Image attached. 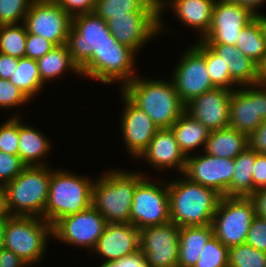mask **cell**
<instances>
[{
    "label": "cell",
    "instance_id": "1",
    "mask_svg": "<svg viewBox=\"0 0 266 267\" xmlns=\"http://www.w3.org/2000/svg\"><path fill=\"white\" fill-rule=\"evenodd\" d=\"M167 186L171 222L178 227L212 225L221 194L185 176Z\"/></svg>",
    "mask_w": 266,
    "mask_h": 267
},
{
    "label": "cell",
    "instance_id": "2",
    "mask_svg": "<svg viewBox=\"0 0 266 267\" xmlns=\"http://www.w3.org/2000/svg\"><path fill=\"white\" fill-rule=\"evenodd\" d=\"M121 91L159 128H170L185 112L174 83L136 76Z\"/></svg>",
    "mask_w": 266,
    "mask_h": 267
},
{
    "label": "cell",
    "instance_id": "3",
    "mask_svg": "<svg viewBox=\"0 0 266 267\" xmlns=\"http://www.w3.org/2000/svg\"><path fill=\"white\" fill-rule=\"evenodd\" d=\"M144 177L141 172L108 171L93 183L91 206L106 223H130L133 193Z\"/></svg>",
    "mask_w": 266,
    "mask_h": 267
},
{
    "label": "cell",
    "instance_id": "4",
    "mask_svg": "<svg viewBox=\"0 0 266 267\" xmlns=\"http://www.w3.org/2000/svg\"><path fill=\"white\" fill-rule=\"evenodd\" d=\"M94 181L65 170H51L48 200L43 219L54 225L65 216L91 206Z\"/></svg>",
    "mask_w": 266,
    "mask_h": 267
},
{
    "label": "cell",
    "instance_id": "5",
    "mask_svg": "<svg viewBox=\"0 0 266 267\" xmlns=\"http://www.w3.org/2000/svg\"><path fill=\"white\" fill-rule=\"evenodd\" d=\"M51 168L27 166L17 177L6 183L9 208L13 215L43 218L48 200Z\"/></svg>",
    "mask_w": 266,
    "mask_h": 267
},
{
    "label": "cell",
    "instance_id": "6",
    "mask_svg": "<svg viewBox=\"0 0 266 267\" xmlns=\"http://www.w3.org/2000/svg\"><path fill=\"white\" fill-rule=\"evenodd\" d=\"M52 237V225L43 218L13 215L5 226L4 248L31 267L43 258L47 241Z\"/></svg>",
    "mask_w": 266,
    "mask_h": 267
},
{
    "label": "cell",
    "instance_id": "7",
    "mask_svg": "<svg viewBox=\"0 0 266 267\" xmlns=\"http://www.w3.org/2000/svg\"><path fill=\"white\" fill-rule=\"evenodd\" d=\"M138 53L118 41L115 46H104L94 51L91 58L80 68L81 76L112 84L121 82L120 89L129 84L138 74L134 60Z\"/></svg>",
    "mask_w": 266,
    "mask_h": 267
},
{
    "label": "cell",
    "instance_id": "8",
    "mask_svg": "<svg viewBox=\"0 0 266 267\" xmlns=\"http://www.w3.org/2000/svg\"><path fill=\"white\" fill-rule=\"evenodd\" d=\"M255 216L250 197L222 196L212 221L214 236L227 248L244 244Z\"/></svg>",
    "mask_w": 266,
    "mask_h": 267
},
{
    "label": "cell",
    "instance_id": "9",
    "mask_svg": "<svg viewBox=\"0 0 266 267\" xmlns=\"http://www.w3.org/2000/svg\"><path fill=\"white\" fill-rule=\"evenodd\" d=\"M116 42L107 21L94 12L72 17L66 45L79 69L91 58L94 51L104 46H115Z\"/></svg>",
    "mask_w": 266,
    "mask_h": 267
},
{
    "label": "cell",
    "instance_id": "10",
    "mask_svg": "<svg viewBox=\"0 0 266 267\" xmlns=\"http://www.w3.org/2000/svg\"><path fill=\"white\" fill-rule=\"evenodd\" d=\"M148 179L144 177L133 193L130 223L139 230L171 221L167 182L162 180L154 183Z\"/></svg>",
    "mask_w": 266,
    "mask_h": 267
},
{
    "label": "cell",
    "instance_id": "11",
    "mask_svg": "<svg viewBox=\"0 0 266 267\" xmlns=\"http://www.w3.org/2000/svg\"><path fill=\"white\" fill-rule=\"evenodd\" d=\"M72 18L54 0H33L25 16L27 32L55 46L67 43Z\"/></svg>",
    "mask_w": 266,
    "mask_h": 267
},
{
    "label": "cell",
    "instance_id": "12",
    "mask_svg": "<svg viewBox=\"0 0 266 267\" xmlns=\"http://www.w3.org/2000/svg\"><path fill=\"white\" fill-rule=\"evenodd\" d=\"M106 224L105 218L90 206L58 220L52 226V236L65 244L93 251Z\"/></svg>",
    "mask_w": 266,
    "mask_h": 267
},
{
    "label": "cell",
    "instance_id": "13",
    "mask_svg": "<svg viewBox=\"0 0 266 267\" xmlns=\"http://www.w3.org/2000/svg\"><path fill=\"white\" fill-rule=\"evenodd\" d=\"M229 116V127L248 136L254 132L266 120V86L255 83L232 90Z\"/></svg>",
    "mask_w": 266,
    "mask_h": 267
},
{
    "label": "cell",
    "instance_id": "14",
    "mask_svg": "<svg viewBox=\"0 0 266 267\" xmlns=\"http://www.w3.org/2000/svg\"><path fill=\"white\" fill-rule=\"evenodd\" d=\"M179 232L171 221L140 230V251L149 267H178Z\"/></svg>",
    "mask_w": 266,
    "mask_h": 267
},
{
    "label": "cell",
    "instance_id": "15",
    "mask_svg": "<svg viewBox=\"0 0 266 267\" xmlns=\"http://www.w3.org/2000/svg\"><path fill=\"white\" fill-rule=\"evenodd\" d=\"M189 48L180 57L171 77L185 106L199 95L215 88L211 83L204 55L194 45Z\"/></svg>",
    "mask_w": 266,
    "mask_h": 267
},
{
    "label": "cell",
    "instance_id": "16",
    "mask_svg": "<svg viewBox=\"0 0 266 267\" xmlns=\"http://www.w3.org/2000/svg\"><path fill=\"white\" fill-rule=\"evenodd\" d=\"M256 16L237 4L216 0L212 23L208 33L199 40L205 44H226L236 46L242 29Z\"/></svg>",
    "mask_w": 266,
    "mask_h": 267
},
{
    "label": "cell",
    "instance_id": "17",
    "mask_svg": "<svg viewBox=\"0 0 266 267\" xmlns=\"http://www.w3.org/2000/svg\"><path fill=\"white\" fill-rule=\"evenodd\" d=\"M187 157L183 175L190 181L216 190L226 197L234 173V159L210 154Z\"/></svg>",
    "mask_w": 266,
    "mask_h": 267
},
{
    "label": "cell",
    "instance_id": "18",
    "mask_svg": "<svg viewBox=\"0 0 266 267\" xmlns=\"http://www.w3.org/2000/svg\"><path fill=\"white\" fill-rule=\"evenodd\" d=\"M107 26L120 44L137 53L145 43L159 34V12H133L130 15L113 16L107 20Z\"/></svg>",
    "mask_w": 266,
    "mask_h": 267
},
{
    "label": "cell",
    "instance_id": "19",
    "mask_svg": "<svg viewBox=\"0 0 266 267\" xmlns=\"http://www.w3.org/2000/svg\"><path fill=\"white\" fill-rule=\"evenodd\" d=\"M121 97L125 105L122 117H120V127L128 153L136 159L147 148L150 141L159 129L152 119L136 106L122 91Z\"/></svg>",
    "mask_w": 266,
    "mask_h": 267
},
{
    "label": "cell",
    "instance_id": "20",
    "mask_svg": "<svg viewBox=\"0 0 266 267\" xmlns=\"http://www.w3.org/2000/svg\"><path fill=\"white\" fill-rule=\"evenodd\" d=\"M231 95V90L214 88L189 102L185 111L211 131L227 128Z\"/></svg>",
    "mask_w": 266,
    "mask_h": 267
},
{
    "label": "cell",
    "instance_id": "21",
    "mask_svg": "<svg viewBox=\"0 0 266 267\" xmlns=\"http://www.w3.org/2000/svg\"><path fill=\"white\" fill-rule=\"evenodd\" d=\"M139 250V229L131 223H107L93 251L104 261H117Z\"/></svg>",
    "mask_w": 266,
    "mask_h": 267
},
{
    "label": "cell",
    "instance_id": "22",
    "mask_svg": "<svg viewBox=\"0 0 266 267\" xmlns=\"http://www.w3.org/2000/svg\"><path fill=\"white\" fill-rule=\"evenodd\" d=\"M215 2L216 0H159V32H164L163 28L165 29L163 19L161 20L162 12L170 7L179 21L200 32L199 37L202 39L210 29Z\"/></svg>",
    "mask_w": 266,
    "mask_h": 267
},
{
    "label": "cell",
    "instance_id": "23",
    "mask_svg": "<svg viewBox=\"0 0 266 267\" xmlns=\"http://www.w3.org/2000/svg\"><path fill=\"white\" fill-rule=\"evenodd\" d=\"M138 158H144L157 170L176 168L182 175L187 161V157L181 151L170 128L158 129L147 148Z\"/></svg>",
    "mask_w": 266,
    "mask_h": 267
},
{
    "label": "cell",
    "instance_id": "24",
    "mask_svg": "<svg viewBox=\"0 0 266 267\" xmlns=\"http://www.w3.org/2000/svg\"><path fill=\"white\" fill-rule=\"evenodd\" d=\"M227 65L231 79L240 86L258 83L259 65L245 56L236 46L207 44Z\"/></svg>",
    "mask_w": 266,
    "mask_h": 267
},
{
    "label": "cell",
    "instance_id": "25",
    "mask_svg": "<svg viewBox=\"0 0 266 267\" xmlns=\"http://www.w3.org/2000/svg\"><path fill=\"white\" fill-rule=\"evenodd\" d=\"M213 235L212 225L180 227L178 267H193Z\"/></svg>",
    "mask_w": 266,
    "mask_h": 267
},
{
    "label": "cell",
    "instance_id": "26",
    "mask_svg": "<svg viewBox=\"0 0 266 267\" xmlns=\"http://www.w3.org/2000/svg\"><path fill=\"white\" fill-rule=\"evenodd\" d=\"M249 147L248 135L237 129L227 127L212 130L206 141L204 153L215 157L232 158Z\"/></svg>",
    "mask_w": 266,
    "mask_h": 267
},
{
    "label": "cell",
    "instance_id": "27",
    "mask_svg": "<svg viewBox=\"0 0 266 267\" xmlns=\"http://www.w3.org/2000/svg\"><path fill=\"white\" fill-rule=\"evenodd\" d=\"M22 122L19 119L18 155L27 166H47L42 158L50 152L51 142L43 133Z\"/></svg>",
    "mask_w": 266,
    "mask_h": 267
},
{
    "label": "cell",
    "instance_id": "28",
    "mask_svg": "<svg viewBox=\"0 0 266 267\" xmlns=\"http://www.w3.org/2000/svg\"><path fill=\"white\" fill-rule=\"evenodd\" d=\"M175 135L181 151L186 157L190 156L192 150L201 147L205 148L206 141L211 130L194 119L186 111L170 127Z\"/></svg>",
    "mask_w": 266,
    "mask_h": 267
},
{
    "label": "cell",
    "instance_id": "29",
    "mask_svg": "<svg viewBox=\"0 0 266 267\" xmlns=\"http://www.w3.org/2000/svg\"><path fill=\"white\" fill-rule=\"evenodd\" d=\"M36 61L43 84L52 79H57L68 70H72L78 76L82 75L79 67L73 62L66 44L53 47L47 54Z\"/></svg>",
    "mask_w": 266,
    "mask_h": 267
},
{
    "label": "cell",
    "instance_id": "30",
    "mask_svg": "<svg viewBox=\"0 0 266 267\" xmlns=\"http://www.w3.org/2000/svg\"><path fill=\"white\" fill-rule=\"evenodd\" d=\"M255 151L249 147L234 158V173L226 197H250L253 194Z\"/></svg>",
    "mask_w": 266,
    "mask_h": 267
},
{
    "label": "cell",
    "instance_id": "31",
    "mask_svg": "<svg viewBox=\"0 0 266 267\" xmlns=\"http://www.w3.org/2000/svg\"><path fill=\"white\" fill-rule=\"evenodd\" d=\"M93 12L104 21L133 12H159V0H96Z\"/></svg>",
    "mask_w": 266,
    "mask_h": 267
},
{
    "label": "cell",
    "instance_id": "32",
    "mask_svg": "<svg viewBox=\"0 0 266 267\" xmlns=\"http://www.w3.org/2000/svg\"><path fill=\"white\" fill-rule=\"evenodd\" d=\"M236 47L247 57L260 65L266 58V42L260 20L255 17L243 29Z\"/></svg>",
    "mask_w": 266,
    "mask_h": 267
},
{
    "label": "cell",
    "instance_id": "33",
    "mask_svg": "<svg viewBox=\"0 0 266 267\" xmlns=\"http://www.w3.org/2000/svg\"><path fill=\"white\" fill-rule=\"evenodd\" d=\"M9 80L13 85L22 90L30 100L44 86L39 75L37 61L26 57L18 59V66Z\"/></svg>",
    "mask_w": 266,
    "mask_h": 267
},
{
    "label": "cell",
    "instance_id": "34",
    "mask_svg": "<svg viewBox=\"0 0 266 267\" xmlns=\"http://www.w3.org/2000/svg\"><path fill=\"white\" fill-rule=\"evenodd\" d=\"M194 46L205 57L207 71L213 86L215 88H225L231 91L235 90L236 86L238 87V85L231 79L230 71L222 58L202 40H198V42L196 41Z\"/></svg>",
    "mask_w": 266,
    "mask_h": 267
},
{
    "label": "cell",
    "instance_id": "35",
    "mask_svg": "<svg viewBox=\"0 0 266 267\" xmlns=\"http://www.w3.org/2000/svg\"><path fill=\"white\" fill-rule=\"evenodd\" d=\"M27 29L24 23L0 26V53L15 58L25 57Z\"/></svg>",
    "mask_w": 266,
    "mask_h": 267
},
{
    "label": "cell",
    "instance_id": "36",
    "mask_svg": "<svg viewBox=\"0 0 266 267\" xmlns=\"http://www.w3.org/2000/svg\"><path fill=\"white\" fill-rule=\"evenodd\" d=\"M229 267H266V252L246 243L231 247Z\"/></svg>",
    "mask_w": 266,
    "mask_h": 267
},
{
    "label": "cell",
    "instance_id": "37",
    "mask_svg": "<svg viewBox=\"0 0 266 267\" xmlns=\"http://www.w3.org/2000/svg\"><path fill=\"white\" fill-rule=\"evenodd\" d=\"M193 267H229V248L213 235Z\"/></svg>",
    "mask_w": 266,
    "mask_h": 267
},
{
    "label": "cell",
    "instance_id": "38",
    "mask_svg": "<svg viewBox=\"0 0 266 267\" xmlns=\"http://www.w3.org/2000/svg\"><path fill=\"white\" fill-rule=\"evenodd\" d=\"M33 0H0V26L24 23Z\"/></svg>",
    "mask_w": 266,
    "mask_h": 267
},
{
    "label": "cell",
    "instance_id": "39",
    "mask_svg": "<svg viewBox=\"0 0 266 267\" xmlns=\"http://www.w3.org/2000/svg\"><path fill=\"white\" fill-rule=\"evenodd\" d=\"M19 141V118L11 116L0 125V151L8 154L18 155Z\"/></svg>",
    "mask_w": 266,
    "mask_h": 267
},
{
    "label": "cell",
    "instance_id": "40",
    "mask_svg": "<svg viewBox=\"0 0 266 267\" xmlns=\"http://www.w3.org/2000/svg\"><path fill=\"white\" fill-rule=\"evenodd\" d=\"M27 165L19 155H12L0 151V187L17 177Z\"/></svg>",
    "mask_w": 266,
    "mask_h": 267
},
{
    "label": "cell",
    "instance_id": "41",
    "mask_svg": "<svg viewBox=\"0 0 266 267\" xmlns=\"http://www.w3.org/2000/svg\"><path fill=\"white\" fill-rule=\"evenodd\" d=\"M29 101L27 95L13 85L10 80L0 79V108H16V106H23Z\"/></svg>",
    "mask_w": 266,
    "mask_h": 267
},
{
    "label": "cell",
    "instance_id": "42",
    "mask_svg": "<svg viewBox=\"0 0 266 267\" xmlns=\"http://www.w3.org/2000/svg\"><path fill=\"white\" fill-rule=\"evenodd\" d=\"M245 243L266 252V218L257 215L253 218Z\"/></svg>",
    "mask_w": 266,
    "mask_h": 267
},
{
    "label": "cell",
    "instance_id": "43",
    "mask_svg": "<svg viewBox=\"0 0 266 267\" xmlns=\"http://www.w3.org/2000/svg\"><path fill=\"white\" fill-rule=\"evenodd\" d=\"M55 45L45 38L35 35L27 34L25 57L37 60L47 54Z\"/></svg>",
    "mask_w": 266,
    "mask_h": 267
},
{
    "label": "cell",
    "instance_id": "44",
    "mask_svg": "<svg viewBox=\"0 0 266 267\" xmlns=\"http://www.w3.org/2000/svg\"><path fill=\"white\" fill-rule=\"evenodd\" d=\"M71 18L94 11L96 0H54Z\"/></svg>",
    "mask_w": 266,
    "mask_h": 267
},
{
    "label": "cell",
    "instance_id": "45",
    "mask_svg": "<svg viewBox=\"0 0 266 267\" xmlns=\"http://www.w3.org/2000/svg\"><path fill=\"white\" fill-rule=\"evenodd\" d=\"M253 193L266 188V154L255 152V163L253 168Z\"/></svg>",
    "mask_w": 266,
    "mask_h": 267
},
{
    "label": "cell",
    "instance_id": "46",
    "mask_svg": "<svg viewBox=\"0 0 266 267\" xmlns=\"http://www.w3.org/2000/svg\"><path fill=\"white\" fill-rule=\"evenodd\" d=\"M249 148L256 153L266 154V120L248 136Z\"/></svg>",
    "mask_w": 266,
    "mask_h": 267
},
{
    "label": "cell",
    "instance_id": "47",
    "mask_svg": "<svg viewBox=\"0 0 266 267\" xmlns=\"http://www.w3.org/2000/svg\"><path fill=\"white\" fill-rule=\"evenodd\" d=\"M18 66V58L0 53V79L9 80Z\"/></svg>",
    "mask_w": 266,
    "mask_h": 267
},
{
    "label": "cell",
    "instance_id": "48",
    "mask_svg": "<svg viewBox=\"0 0 266 267\" xmlns=\"http://www.w3.org/2000/svg\"><path fill=\"white\" fill-rule=\"evenodd\" d=\"M29 266L19 256L12 251L3 248L0 251V267H25Z\"/></svg>",
    "mask_w": 266,
    "mask_h": 267
},
{
    "label": "cell",
    "instance_id": "49",
    "mask_svg": "<svg viewBox=\"0 0 266 267\" xmlns=\"http://www.w3.org/2000/svg\"><path fill=\"white\" fill-rule=\"evenodd\" d=\"M250 198L254 201L256 215L266 218V188L256 190Z\"/></svg>",
    "mask_w": 266,
    "mask_h": 267
},
{
    "label": "cell",
    "instance_id": "50",
    "mask_svg": "<svg viewBox=\"0 0 266 267\" xmlns=\"http://www.w3.org/2000/svg\"><path fill=\"white\" fill-rule=\"evenodd\" d=\"M121 267H149L144 254L139 250L136 253L121 259Z\"/></svg>",
    "mask_w": 266,
    "mask_h": 267
},
{
    "label": "cell",
    "instance_id": "51",
    "mask_svg": "<svg viewBox=\"0 0 266 267\" xmlns=\"http://www.w3.org/2000/svg\"><path fill=\"white\" fill-rule=\"evenodd\" d=\"M225 1L245 7L255 16L261 15V13L257 12V9L260 6H262L264 2L266 3V0H225Z\"/></svg>",
    "mask_w": 266,
    "mask_h": 267
},
{
    "label": "cell",
    "instance_id": "52",
    "mask_svg": "<svg viewBox=\"0 0 266 267\" xmlns=\"http://www.w3.org/2000/svg\"><path fill=\"white\" fill-rule=\"evenodd\" d=\"M13 214L9 208L7 193L3 187H0V220H9Z\"/></svg>",
    "mask_w": 266,
    "mask_h": 267
},
{
    "label": "cell",
    "instance_id": "53",
    "mask_svg": "<svg viewBox=\"0 0 266 267\" xmlns=\"http://www.w3.org/2000/svg\"><path fill=\"white\" fill-rule=\"evenodd\" d=\"M258 83L263 84V85L266 86V58L259 65V78H258Z\"/></svg>",
    "mask_w": 266,
    "mask_h": 267
},
{
    "label": "cell",
    "instance_id": "54",
    "mask_svg": "<svg viewBox=\"0 0 266 267\" xmlns=\"http://www.w3.org/2000/svg\"><path fill=\"white\" fill-rule=\"evenodd\" d=\"M7 220H0V251L4 248V232Z\"/></svg>",
    "mask_w": 266,
    "mask_h": 267
},
{
    "label": "cell",
    "instance_id": "55",
    "mask_svg": "<svg viewBox=\"0 0 266 267\" xmlns=\"http://www.w3.org/2000/svg\"><path fill=\"white\" fill-rule=\"evenodd\" d=\"M99 267H121V259L117 261H103Z\"/></svg>",
    "mask_w": 266,
    "mask_h": 267
},
{
    "label": "cell",
    "instance_id": "56",
    "mask_svg": "<svg viewBox=\"0 0 266 267\" xmlns=\"http://www.w3.org/2000/svg\"><path fill=\"white\" fill-rule=\"evenodd\" d=\"M260 20V24L262 27L263 36L266 42V16L261 14L259 16H256Z\"/></svg>",
    "mask_w": 266,
    "mask_h": 267
}]
</instances>
